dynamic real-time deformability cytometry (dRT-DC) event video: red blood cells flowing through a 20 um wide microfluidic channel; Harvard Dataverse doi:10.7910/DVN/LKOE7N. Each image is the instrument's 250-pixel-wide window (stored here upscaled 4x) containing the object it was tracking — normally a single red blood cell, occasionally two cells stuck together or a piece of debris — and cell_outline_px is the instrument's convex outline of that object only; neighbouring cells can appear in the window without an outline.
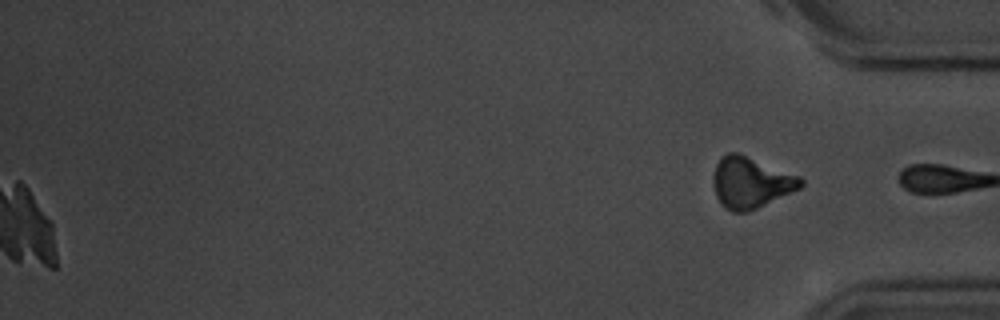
{"species": "common noctule bat (a hibernating species)", "species_latin": "Nyctalus noctula", "temperature_condition": "room temperature", "stored_images_in_passage": 43, "camera_frame_rate_fps": 3000, "um_per_image_px": 0.085, "animal": {"sex": "male", "body_mass_g": 20.1, "forearm_length_mm": 53.5}, "frame": {"image": 1, "passage_image": 43, "time_ms": 14.0, "image_size_px": [1000, 320], "cell_outline_px": [[804, 184], [800, 188], [748, 212], [732, 212], [724, 208], [716, 196], [712, 180], [712, 176], [716, 164], [728, 152], [736, 152], [800, 176], [804, 180]], "centroid_in_image_um": [63.8, 15.53], "position_along_channel_um": 371.4, "area_um2": 25.89}}